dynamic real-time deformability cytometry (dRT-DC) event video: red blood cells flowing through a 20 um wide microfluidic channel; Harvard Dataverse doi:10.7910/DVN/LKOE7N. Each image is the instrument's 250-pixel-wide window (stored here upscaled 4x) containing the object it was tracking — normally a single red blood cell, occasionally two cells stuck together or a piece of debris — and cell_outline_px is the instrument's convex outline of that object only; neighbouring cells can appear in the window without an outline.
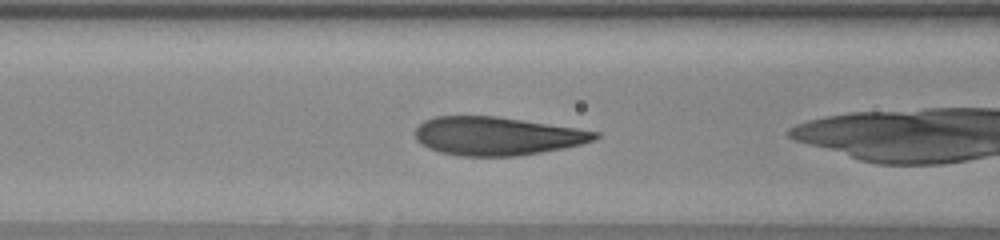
{"species": "human", "species_latin": "Homo sapiens", "temperature_condition": "warm", "stored_images_in_passage": 19, "camera_frame_rate_fps": 3000, "um_per_image_px": 0.085, "donor": {"sex": "female"}, "frame": {"image": 1, "passage_image": 3, "time_ms": 0.667, "image_size_px": [1000, 240], "cell_outline_px": [[600, 136], [592, 140], [580, 144], [540, 152], [516, 156], [460, 156], [440, 152], [428, 148], [420, 144], [416, 140], [416, 128], [424, 120], [436, 116], [496, 116], [576, 128], [600, 132]], "centroid_in_image_um": [42.19, 11.56], "position_along_channel_um": 124.4, "area_um2": 39.94}}
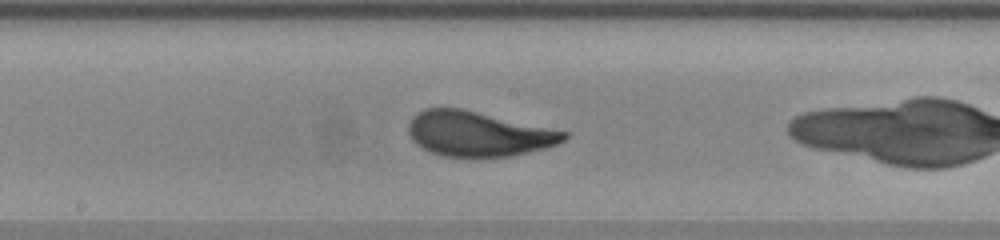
{"frame": {"image": 2, "passage_image": 9, "time_ms": 2.667, "image_size_px": [1000, 240], "cell_outline_px": [[568, 136], [564, 140], [556, 144], [544, 148], [512, 156], [444, 156], [432, 152], [416, 144], [412, 140], [408, 132], [408, 124], [412, 116], [416, 112], [424, 108], [460, 108], [568, 132]], "centroid_in_image_um": [40.61, 11.36], "position_along_channel_um": 207.6, "area_um2": 40.29}}
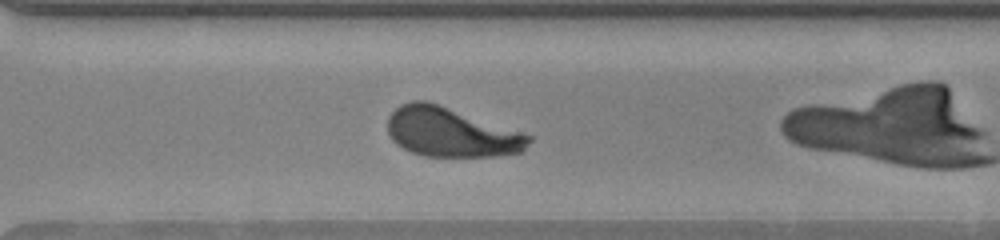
{"frame": {"image": 3, "passage_image": 18, "time_ms": 5.667, "image_size_px": [1000, 240], "cell_outline_px": [[532, 140], [520, 152], [496, 156], [424, 156], [412, 152], [396, 144], [392, 140], [388, 132], [388, 116], [400, 104], [412, 100], [428, 100], [532, 136]], "centroid_in_image_um": [38.29, 11.23], "position_along_channel_um": 332.3, "area_um2": 40.4}}